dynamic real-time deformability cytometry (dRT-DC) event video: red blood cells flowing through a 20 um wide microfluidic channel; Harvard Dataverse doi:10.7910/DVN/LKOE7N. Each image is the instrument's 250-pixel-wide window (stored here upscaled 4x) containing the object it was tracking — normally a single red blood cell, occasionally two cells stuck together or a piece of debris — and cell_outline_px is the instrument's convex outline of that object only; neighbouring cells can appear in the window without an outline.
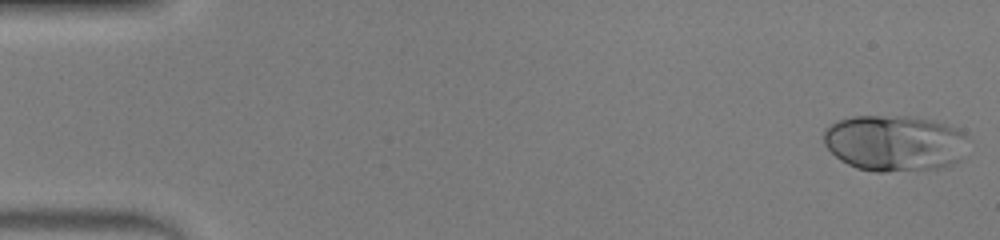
{"species": "human", "species_latin": "Homo sapiens", "temperature_condition": "warm", "stored_images_in_passage": 46, "camera_frame_rate_fps": 3000, "um_per_image_px": 0.085, "donor": {"sex": "male"}, "frame": {"image": 1, "passage_image": 1, "time_ms": 0.0, "image_size_px": [1000, 240], "cell_outline_px": [[972, 140], [960, 160], [944, 168], [884, 172], [876, 172], [856, 168], [840, 160], [824, 144], [824, 128], [836, 120], [852, 116], [908, 116], [936, 120], [956, 128], [964, 132]], "centroid_in_image_um": [76.1, 12.16], "position_along_channel_um": 8.9, "area_um2": 48.21}}
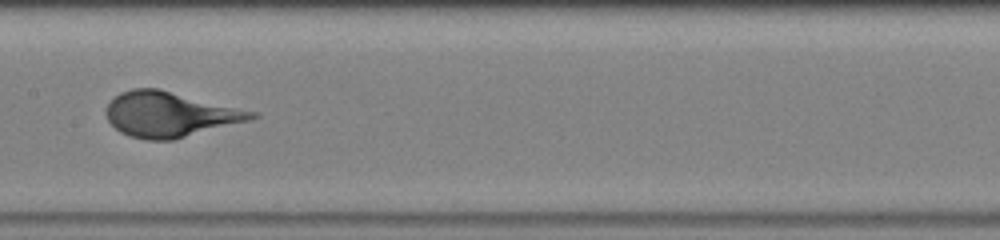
{"frame": {"image": 2, "passage_image": 24, "time_ms": 7.667, "image_size_px": [1000, 240], "cell_outline_px": [[260, 116], [248, 120], [172, 140], [148, 140], [128, 136], [120, 132], [108, 120], [108, 104], [120, 92], [132, 88], [160, 88], [260, 112]], "centroid_in_image_um": [14.48, 9.7], "position_along_channel_um": 192.9, "area_um2": 38.15}}
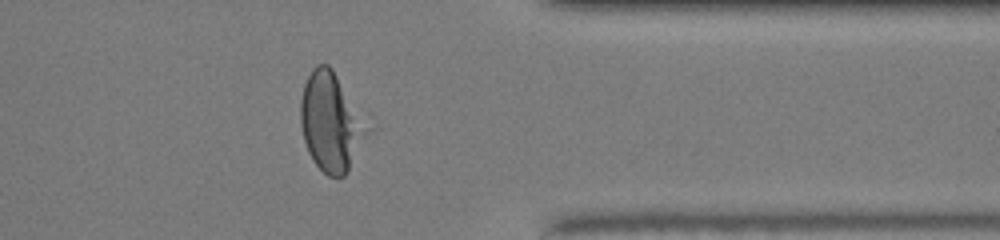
{"frame": {"image": 3, "passage_image": 38, "time_ms": 12.333, "image_size_px": [1000, 240], "cell_outline_px": [[352, 132], [348, 172], [344, 176], [328, 176], [312, 160], [308, 152], [304, 140], [300, 124], [300, 100], [304, 84], [312, 68], [316, 64], [328, 64], [332, 68], [336, 76], [348, 116]], "centroid_in_image_um": [27.68, 10.34], "position_along_channel_um": 383.7, "area_um2": 31.33}}